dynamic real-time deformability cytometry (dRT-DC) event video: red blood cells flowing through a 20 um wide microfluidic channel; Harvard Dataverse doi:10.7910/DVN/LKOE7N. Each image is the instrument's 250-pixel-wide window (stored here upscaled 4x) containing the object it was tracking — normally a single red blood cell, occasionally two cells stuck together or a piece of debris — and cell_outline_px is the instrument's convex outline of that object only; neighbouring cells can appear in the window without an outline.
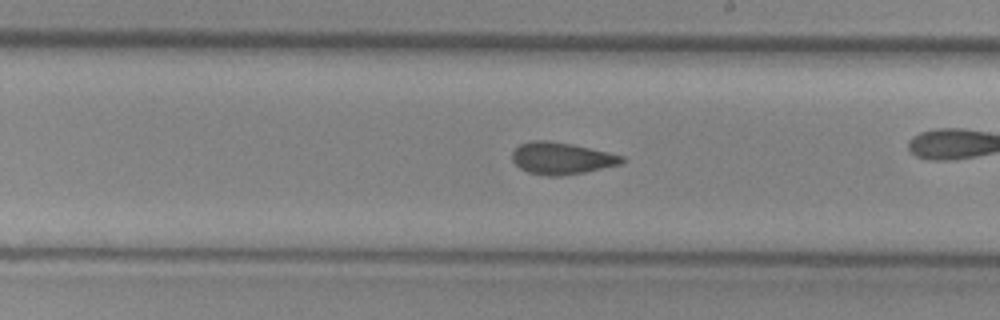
{"species": "common noctule bat (a hibernating species)", "species_latin": "Nyctalus noctula", "temperature_condition": "cold", "stored_images_in_passage": 43, "camera_frame_rate_fps": 3000, "um_per_image_px": 0.085, "animal": {"sex": "female", "body_mass_g": 29.2, "forearm_length_mm": 56.3}, "frame": {"image": 1, "passage_image": 31, "time_ms": 10.0, "image_size_px": [1000, 320], "cell_outline_px": [[624, 164], [584, 172], [560, 176], [548, 176], [528, 172], [520, 168], [512, 160], [512, 152], [520, 144], [532, 140], [548, 140], [572, 144], [608, 152], [624, 156]], "centroid_in_image_um": [47.74, 13.45], "position_along_channel_um": 241.3, "area_um2": 20.46}}